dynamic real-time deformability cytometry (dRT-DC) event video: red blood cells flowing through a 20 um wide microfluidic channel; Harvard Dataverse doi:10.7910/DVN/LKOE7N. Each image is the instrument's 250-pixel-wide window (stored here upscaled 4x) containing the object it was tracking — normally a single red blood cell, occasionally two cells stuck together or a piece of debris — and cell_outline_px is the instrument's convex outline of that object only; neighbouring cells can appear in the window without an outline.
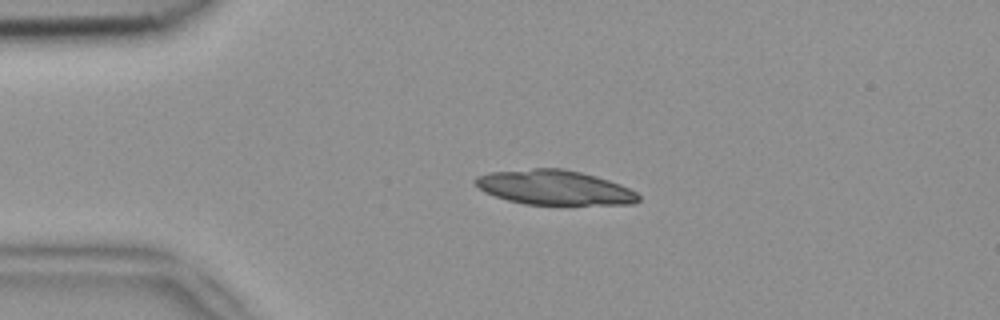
{"species": "common noctule bat (a hibernating species)", "species_latin": "Nyctalus noctula", "temperature_condition": "room temperature", "stored_images_in_passage": 41, "camera_frame_rate_fps": 3000, "um_per_image_px": 0.085, "animal": {"sex": "female", "body_mass_g": 18.4}, "frame": {"image": 1, "passage_image": 1, "time_ms": 0.0, "image_size_px": [1000, 320], "cell_outline_px": [[640, 200], [632, 204], [524, 204], [508, 200], [484, 192], [476, 184], [476, 176], [488, 172], [532, 168], [564, 168], [596, 176], [620, 184], [636, 192], [640, 196]], "centroid_in_image_um": [47.12, 15.93], "position_along_channel_um": 37.9, "area_um2": 32.77}}